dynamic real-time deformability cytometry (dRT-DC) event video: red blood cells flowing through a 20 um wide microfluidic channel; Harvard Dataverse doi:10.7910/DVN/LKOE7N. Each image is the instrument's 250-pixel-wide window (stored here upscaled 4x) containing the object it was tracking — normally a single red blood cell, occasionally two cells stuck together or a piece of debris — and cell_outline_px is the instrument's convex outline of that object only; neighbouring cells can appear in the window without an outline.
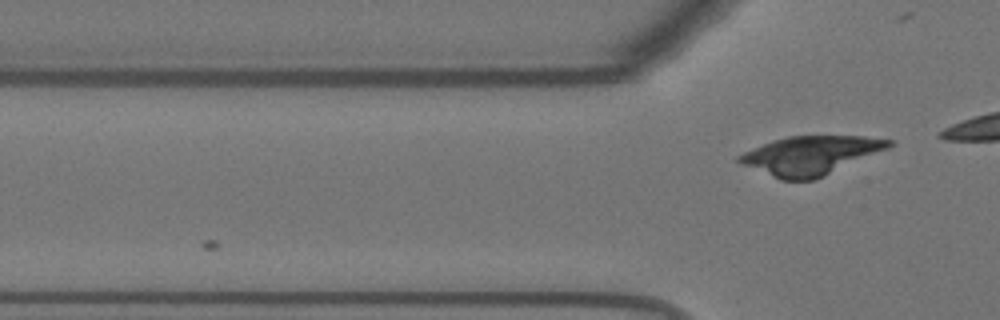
{"species": "Egyptian fruit bat (a non-hibernating species)", "species_latin": "Rousettus aegyptiacus", "temperature_condition": "warm", "stored_images_in_passage": 5, "camera_frame_rate_fps": 3000, "um_per_image_px": 0.085, "animal": {"sex": "female"}, "frame": {"image": 1, "passage_image": 5, "time_ms": 1.333, "image_size_px": [1000, 320], "cell_outline_px": [[896, 144], [888, 148], [812, 180], [780, 180], [744, 164], [736, 160], [736, 156], [744, 152], [772, 140], [788, 136], [864, 136], [892, 140]], "centroid_in_image_um": [68.89, 13.19], "position_along_channel_um": 56.9, "area_um2": 33.12}}